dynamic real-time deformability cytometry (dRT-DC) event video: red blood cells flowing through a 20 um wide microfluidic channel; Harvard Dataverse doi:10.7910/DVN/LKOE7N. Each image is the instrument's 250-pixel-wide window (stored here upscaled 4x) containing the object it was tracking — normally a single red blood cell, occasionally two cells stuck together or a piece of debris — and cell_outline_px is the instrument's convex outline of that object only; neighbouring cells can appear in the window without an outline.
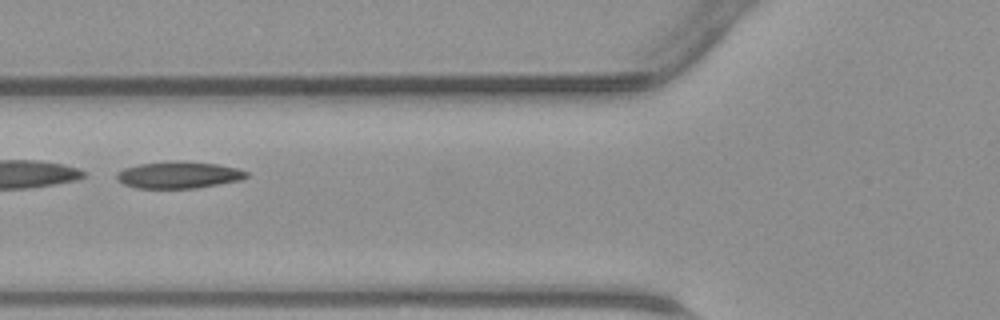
{"species": "common noctule bat (a hibernating species)", "species_latin": "Nyctalus noctula", "temperature_condition": "warm", "stored_images_in_passage": 40, "camera_frame_rate_fps": 3000, "um_per_image_px": 0.085, "animal": {"sex": "male", "body_mass_g": 23.1, "forearm_length_mm": 52.7}, "frame": {"image": 1, "passage_image": 12, "time_ms": 3.667, "image_size_px": [1000, 320], "cell_outline_px": [[248, 176], [240, 180], [196, 188], [136, 188], [124, 184], [116, 180], [116, 172], [124, 168], [140, 164], [172, 160], [216, 164], [236, 168], [248, 172]], "centroid_in_image_um": [15.14, 14.87], "position_along_channel_um": 110.7, "area_um2": 20.23}}
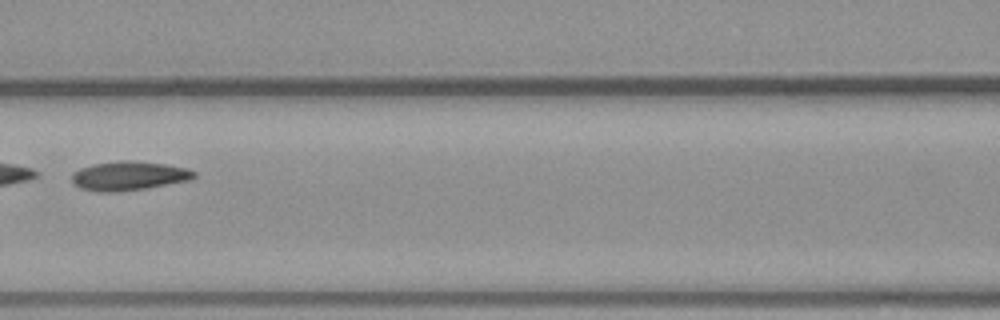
{"frame": {"image": 2, "passage_image": 15, "time_ms": 4.667, "image_size_px": [1000, 320], "cell_outline_px": [[196, 176], [188, 180], [148, 188], [116, 192], [100, 192], [80, 188], [72, 184], [72, 172], [80, 168], [92, 164], [124, 160], [128, 160], [164, 164], [188, 168], [196, 172]], "centroid_in_image_um": [10.92, 14.95], "position_along_channel_um": 155.7, "area_um2": 20.75}}
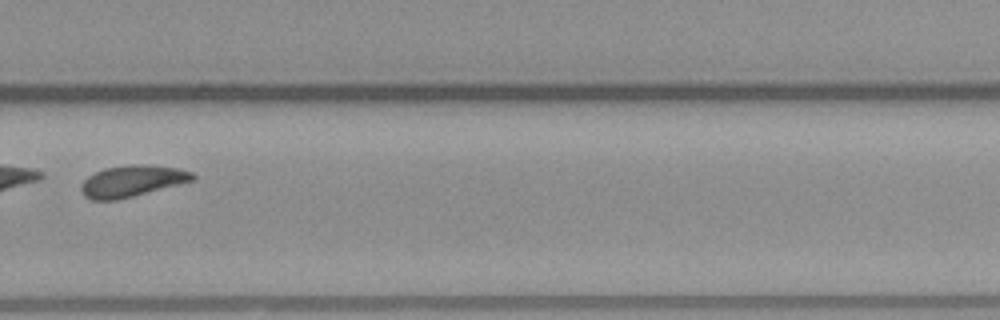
{"frame": {"image": 3, "passage_image": 26, "time_ms": 8.333, "image_size_px": [1000, 320], "cell_outline_px": [[196, 180], [116, 200], [92, 200], [84, 196], [80, 188], [84, 180], [88, 176], [104, 168], [136, 164], [148, 164], [176, 168], [192, 172], [196, 176]], "centroid_in_image_um": [11.24, 15.38], "position_along_channel_um": 318.6, "area_um2": 20.29}}